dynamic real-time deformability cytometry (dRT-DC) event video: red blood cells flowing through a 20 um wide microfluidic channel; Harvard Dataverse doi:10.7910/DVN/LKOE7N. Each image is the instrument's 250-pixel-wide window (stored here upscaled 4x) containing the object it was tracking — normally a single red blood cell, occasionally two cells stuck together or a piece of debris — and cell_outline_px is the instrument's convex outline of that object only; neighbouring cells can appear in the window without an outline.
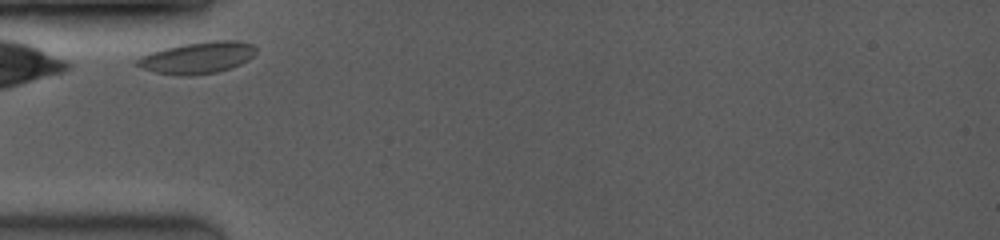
{"species": "common noctule bat (a hibernating species)", "species_latin": "Nyctalus noctula", "temperature_condition": "room temperature", "stored_images_in_passage": 21, "camera_frame_rate_fps": 3500, "um_per_image_px": 0.085, "animal": {"sex": "female", "body_mass_g": 19.0, "forearm_length_mm": 53.3}, "frame": {"image": 1, "passage_image": 1, "time_ms": 0.0, "image_size_px": [1000, 240], "cell_outline_px": [[256, 52], [248, 60], [232, 68], [216, 72], [192, 76], [180, 76], [156, 72], [140, 68], [136, 64], [136, 60], [140, 56], [164, 48], [180, 44], [212, 40], [236, 40], [252, 44], [256, 48]], "centroid_in_image_um": [16.79, 4.9], "position_along_channel_um": 68.2, "area_um2": 22.14}}
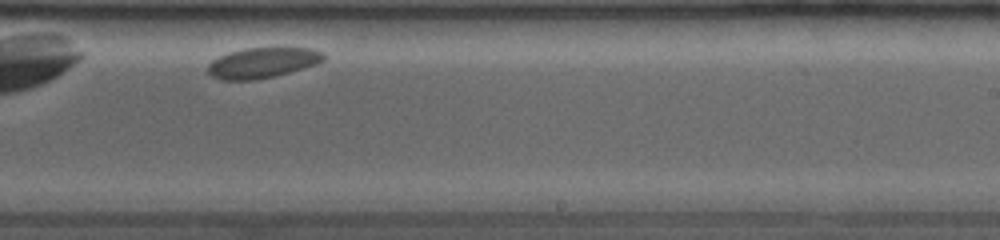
{"frame": {"image": 2, "passage_image": 12, "time_ms": 5.714, "image_size_px": [1000, 240], "cell_outline_px": [[324, 60], [316, 64], [304, 68], [276, 76], [256, 80], [220, 80], [212, 76], [208, 72], [208, 64], [212, 60], [228, 52], [244, 48], [312, 48], [324, 52]], "centroid_in_image_um": [22.31, 5.34], "position_along_channel_um": 266.7, "area_um2": 20.63}}
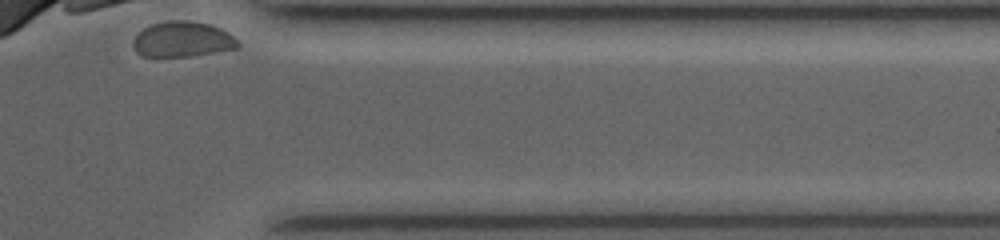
{"frame": {"image": 3, "passage_image": 21, "time_ms": 9.429, "image_size_px": [1000, 240], "cell_outline_px": [[240, 44], [236, 48], [188, 56], [140, 56], [136, 52], [132, 44], [136, 36], [144, 28], [152, 24], [168, 20], [188, 20], [208, 24], [220, 28], [228, 32], [240, 40]], "centroid_in_image_um": [15.52, 3.33], "position_along_channel_um": 395.9, "area_um2": 21.5}}